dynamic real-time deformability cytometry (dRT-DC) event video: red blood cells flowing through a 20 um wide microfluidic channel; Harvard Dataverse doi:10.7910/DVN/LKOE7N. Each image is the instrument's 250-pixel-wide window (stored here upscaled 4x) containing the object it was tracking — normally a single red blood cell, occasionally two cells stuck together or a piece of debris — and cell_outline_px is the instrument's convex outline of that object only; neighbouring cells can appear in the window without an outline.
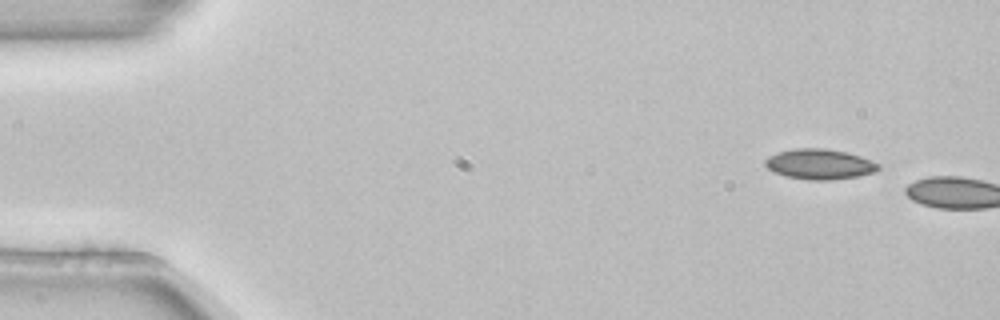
{"species": "common noctule bat (a hibernating species)", "species_latin": "Nyctalus noctula", "temperature_condition": "room temperature", "stored_images_in_passage": 5, "segment_of_instrument_passage": [2, 2], "camera_frame_rate_fps": 3000, "um_per_image_px": 0.085, "animal": {"sex": "female", "body_mass_g": 22.7, "forearm_length_mm": 54.2}, "frame": {"image": 1, "passage_image": 5, "time_ms": 1.333, "image_size_px": [1000, 320], "cell_outline_px": [[880, 168], [876, 172], [856, 176], [828, 180], [808, 180], [788, 176], [772, 172], [764, 164], [764, 160], [768, 156], [776, 152], [796, 148], [824, 148], [848, 152], [860, 156], [880, 164]], "centroid_in_image_um": [69.64, 13.94], "position_along_channel_um": 15.4, "area_um2": 20.06}}